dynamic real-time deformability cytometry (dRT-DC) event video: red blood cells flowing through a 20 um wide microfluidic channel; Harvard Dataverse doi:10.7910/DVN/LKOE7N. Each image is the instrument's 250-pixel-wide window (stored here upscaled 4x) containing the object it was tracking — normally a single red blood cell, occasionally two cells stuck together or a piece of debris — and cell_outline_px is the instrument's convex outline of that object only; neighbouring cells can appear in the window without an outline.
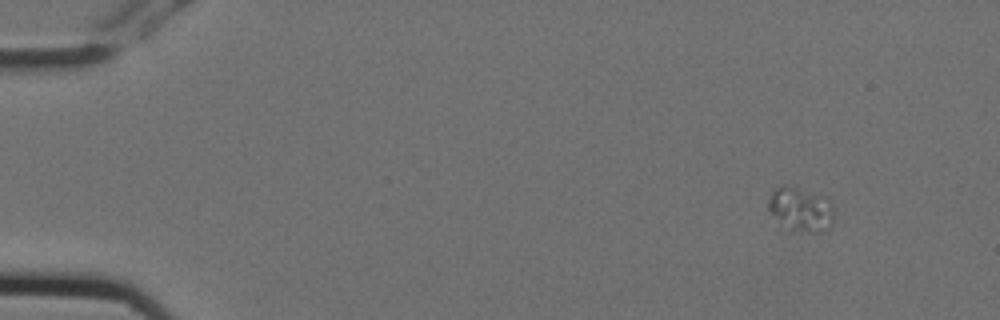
{"species": "Egyptian fruit bat (a non-hibernating species)", "species_latin": "Rousettus aegyptiacus", "temperature_condition": "cold", "stored_images_in_passage": 5, "camera_frame_rate_fps": 3000, "um_per_image_px": 0.085, "animal": {"sex": "female"}, "frame": {"image": 1, "passage_image": 1, "time_ms": 0.0, "image_size_px": [1000, 320], "cell_outline_px": [[832, 228], [820, 232], [792, 232], [768, 208], [768, 204], [772, 188], [784, 184], [796, 188], [828, 200], [832, 204]], "centroid_in_image_um": [68.05, 17.82], "position_along_channel_um": 16.9, "area_um2": 16.42}}
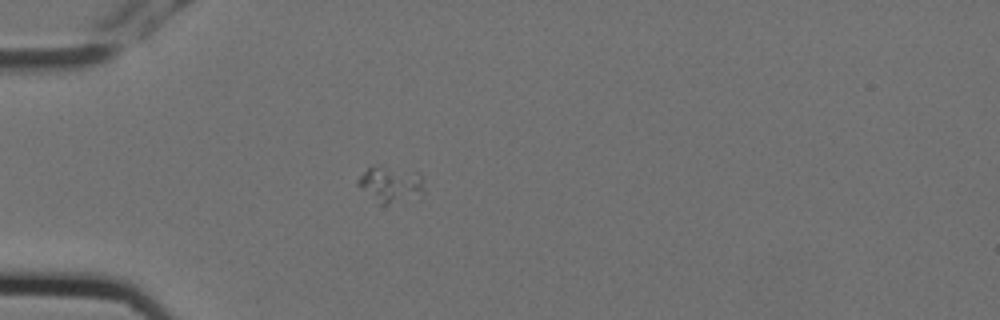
{"frame": {"image": 2, "passage_image": 4, "time_ms": 1.0, "image_size_px": [1000, 320], "cell_outline_px": [[424, 192], [388, 204], [384, 204], [360, 188], [356, 184], [356, 180], [372, 164], [416, 172], [420, 176], [424, 188]], "centroid_in_image_um": [33.15, 15.6], "position_along_channel_um": 51.8, "area_um2": 13.18}}